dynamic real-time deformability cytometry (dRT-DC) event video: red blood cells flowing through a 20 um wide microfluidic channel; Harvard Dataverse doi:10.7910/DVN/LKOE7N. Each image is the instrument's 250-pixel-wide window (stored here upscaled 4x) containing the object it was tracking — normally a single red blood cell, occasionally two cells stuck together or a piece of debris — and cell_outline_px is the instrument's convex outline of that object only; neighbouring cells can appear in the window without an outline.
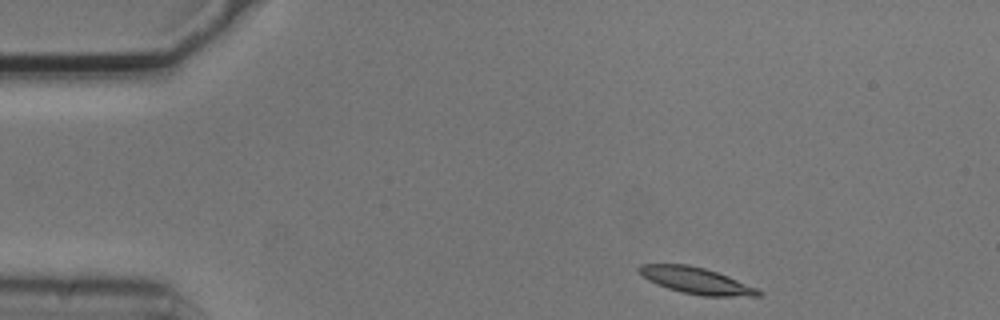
{"species": "common noctule bat (a hibernating species)", "species_latin": "Nyctalus noctula", "temperature_condition": "cold", "stored_images_in_passage": 4, "segment_of_instrument_passage": [1, 2], "camera_frame_rate_fps": 3000, "um_per_image_px": 0.085, "animal": {"sex": "male", "body_mass_g": 20.5, "forearm_length_mm": 52.5}, "frame": {"image": 1, "passage_image": 1, "time_ms": 0.0, "image_size_px": [1000, 320], "cell_outline_px": [[764, 296], [704, 296], [680, 292], [656, 284], [648, 280], [636, 268], [640, 264], [688, 264], [704, 268], [728, 276], [760, 288], [764, 292]], "centroid_in_image_um": [59.24, 23.86], "position_along_channel_um": 25.8, "area_um2": 18.55}}